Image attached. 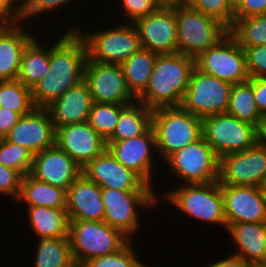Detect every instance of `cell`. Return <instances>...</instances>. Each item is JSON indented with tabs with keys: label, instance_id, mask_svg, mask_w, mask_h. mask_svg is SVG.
<instances>
[{
	"label": "cell",
	"instance_id": "3957f363",
	"mask_svg": "<svg viewBox=\"0 0 266 267\" xmlns=\"http://www.w3.org/2000/svg\"><path fill=\"white\" fill-rule=\"evenodd\" d=\"M151 127L155 134L158 161L161 159V162L203 136L202 118L181 106L154 109Z\"/></svg>",
	"mask_w": 266,
	"mask_h": 267
},
{
	"label": "cell",
	"instance_id": "bcb514c9",
	"mask_svg": "<svg viewBox=\"0 0 266 267\" xmlns=\"http://www.w3.org/2000/svg\"><path fill=\"white\" fill-rule=\"evenodd\" d=\"M21 114L0 107V139H3L11 131V129L19 122Z\"/></svg>",
	"mask_w": 266,
	"mask_h": 267
},
{
	"label": "cell",
	"instance_id": "d6986e66",
	"mask_svg": "<svg viewBox=\"0 0 266 267\" xmlns=\"http://www.w3.org/2000/svg\"><path fill=\"white\" fill-rule=\"evenodd\" d=\"M82 174L90 181L97 183L101 188L154 190L136 173L119 163L108 149L82 168Z\"/></svg>",
	"mask_w": 266,
	"mask_h": 267
},
{
	"label": "cell",
	"instance_id": "8fae6325",
	"mask_svg": "<svg viewBox=\"0 0 266 267\" xmlns=\"http://www.w3.org/2000/svg\"><path fill=\"white\" fill-rule=\"evenodd\" d=\"M195 67L231 84L249 80L244 50L230 33L195 58Z\"/></svg>",
	"mask_w": 266,
	"mask_h": 267
},
{
	"label": "cell",
	"instance_id": "4dcf8cb0",
	"mask_svg": "<svg viewBox=\"0 0 266 267\" xmlns=\"http://www.w3.org/2000/svg\"><path fill=\"white\" fill-rule=\"evenodd\" d=\"M34 267H77L69 236L37 239Z\"/></svg>",
	"mask_w": 266,
	"mask_h": 267
},
{
	"label": "cell",
	"instance_id": "83f0119b",
	"mask_svg": "<svg viewBox=\"0 0 266 267\" xmlns=\"http://www.w3.org/2000/svg\"><path fill=\"white\" fill-rule=\"evenodd\" d=\"M26 207L46 206L55 209H66V190L52 186L30 174L23 176L20 195L17 203Z\"/></svg>",
	"mask_w": 266,
	"mask_h": 267
},
{
	"label": "cell",
	"instance_id": "44dd1931",
	"mask_svg": "<svg viewBox=\"0 0 266 267\" xmlns=\"http://www.w3.org/2000/svg\"><path fill=\"white\" fill-rule=\"evenodd\" d=\"M29 174L67 191L82 174V168L64 150L54 145L34 155Z\"/></svg>",
	"mask_w": 266,
	"mask_h": 267
},
{
	"label": "cell",
	"instance_id": "ee69618b",
	"mask_svg": "<svg viewBox=\"0 0 266 267\" xmlns=\"http://www.w3.org/2000/svg\"><path fill=\"white\" fill-rule=\"evenodd\" d=\"M22 22V8L15 0H0V24Z\"/></svg>",
	"mask_w": 266,
	"mask_h": 267
},
{
	"label": "cell",
	"instance_id": "ffe728a7",
	"mask_svg": "<svg viewBox=\"0 0 266 267\" xmlns=\"http://www.w3.org/2000/svg\"><path fill=\"white\" fill-rule=\"evenodd\" d=\"M56 145L81 168L107 149L106 141L88 122L68 124L57 128Z\"/></svg>",
	"mask_w": 266,
	"mask_h": 267
},
{
	"label": "cell",
	"instance_id": "d4e9b609",
	"mask_svg": "<svg viewBox=\"0 0 266 267\" xmlns=\"http://www.w3.org/2000/svg\"><path fill=\"white\" fill-rule=\"evenodd\" d=\"M227 231L237 251L231 253L248 263L266 261V222L230 224Z\"/></svg>",
	"mask_w": 266,
	"mask_h": 267
},
{
	"label": "cell",
	"instance_id": "484cf974",
	"mask_svg": "<svg viewBox=\"0 0 266 267\" xmlns=\"http://www.w3.org/2000/svg\"><path fill=\"white\" fill-rule=\"evenodd\" d=\"M38 38L34 37L25 47L16 78L30 89L49 73L50 68V46L42 45Z\"/></svg>",
	"mask_w": 266,
	"mask_h": 267
},
{
	"label": "cell",
	"instance_id": "ba28073f",
	"mask_svg": "<svg viewBox=\"0 0 266 267\" xmlns=\"http://www.w3.org/2000/svg\"><path fill=\"white\" fill-rule=\"evenodd\" d=\"M102 199L105 207L103 221L121 231L130 240H134V236L137 233L139 235L138 231L141 230V215L138 209L150 210L159 203L155 190L102 188Z\"/></svg>",
	"mask_w": 266,
	"mask_h": 267
},
{
	"label": "cell",
	"instance_id": "681fc988",
	"mask_svg": "<svg viewBox=\"0 0 266 267\" xmlns=\"http://www.w3.org/2000/svg\"><path fill=\"white\" fill-rule=\"evenodd\" d=\"M163 5H171L176 3H183L184 0H160Z\"/></svg>",
	"mask_w": 266,
	"mask_h": 267
},
{
	"label": "cell",
	"instance_id": "e0dca14e",
	"mask_svg": "<svg viewBox=\"0 0 266 267\" xmlns=\"http://www.w3.org/2000/svg\"><path fill=\"white\" fill-rule=\"evenodd\" d=\"M5 139L27 148L34 155L56 145V128L47 108L35 107L22 116Z\"/></svg>",
	"mask_w": 266,
	"mask_h": 267
},
{
	"label": "cell",
	"instance_id": "7402d4cb",
	"mask_svg": "<svg viewBox=\"0 0 266 267\" xmlns=\"http://www.w3.org/2000/svg\"><path fill=\"white\" fill-rule=\"evenodd\" d=\"M66 211L69 220L103 221L102 188L81 174L66 191Z\"/></svg>",
	"mask_w": 266,
	"mask_h": 267
},
{
	"label": "cell",
	"instance_id": "ab89813d",
	"mask_svg": "<svg viewBox=\"0 0 266 267\" xmlns=\"http://www.w3.org/2000/svg\"><path fill=\"white\" fill-rule=\"evenodd\" d=\"M242 48L249 78H266V45Z\"/></svg>",
	"mask_w": 266,
	"mask_h": 267
},
{
	"label": "cell",
	"instance_id": "f546056e",
	"mask_svg": "<svg viewBox=\"0 0 266 267\" xmlns=\"http://www.w3.org/2000/svg\"><path fill=\"white\" fill-rule=\"evenodd\" d=\"M153 110L139 101L127 105L121 112L116 128L107 141H123L142 135L150 126Z\"/></svg>",
	"mask_w": 266,
	"mask_h": 267
},
{
	"label": "cell",
	"instance_id": "7dc6e473",
	"mask_svg": "<svg viewBox=\"0 0 266 267\" xmlns=\"http://www.w3.org/2000/svg\"><path fill=\"white\" fill-rule=\"evenodd\" d=\"M206 267H250V263L243 260L240 257L230 255L227 258L219 259L218 261H213L212 264L207 265Z\"/></svg>",
	"mask_w": 266,
	"mask_h": 267
},
{
	"label": "cell",
	"instance_id": "52a82bcc",
	"mask_svg": "<svg viewBox=\"0 0 266 267\" xmlns=\"http://www.w3.org/2000/svg\"><path fill=\"white\" fill-rule=\"evenodd\" d=\"M68 236L77 267L90 259L119 251L130 241L104 221L69 220Z\"/></svg>",
	"mask_w": 266,
	"mask_h": 267
},
{
	"label": "cell",
	"instance_id": "2e32d148",
	"mask_svg": "<svg viewBox=\"0 0 266 267\" xmlns=\"http://www.w3.org/2000/svg\"><path fill=\"white\" fill-rule=\"evenodd\" d=\"M133 24L143 48L158 55L177 52L175 4L162 5L150 15L137 19Z\"/></svg>",
	"mask_w": 266,
	"mask_h": 267
},
{
	"label": "cell",
	"instance_id": "e575fe53",
	"mask_svg": "<svg viewBox=\"0 0 266 267\" xmlns=\"http://www.w3.org/2000/svg\"><path fill=\"white\" fill-rule=\"evenodd\" d=\"M127 105L93 103L88 124L107 141L113 134L122 110Z\"/></svg>",
	"mask_w": 266,
	"mask_h": 267
},
{
	"label": "cell",
	"instance_id": "4316f807",
	"mask_svg": "<svg viewBox=\"0 0 266 267\" xmlns=\"http://www.w3.org/2000/svg\"><path fill=\"white\" fill-rule=\"evenodd\" d=\"M32 232L38 239L68 236L69 219L66 209L46 206L26 207Z\"/></svg>",
	"mask_w": 266,
	"mask_h": 267
},
{
	"label": "cell",
	"instance_id": "d590c367",
	"mask_svg": "<svg viewBox=\"0 0 266 267\" xmlns=\"http://www.w3.org/2000/svg\"><path fill=\"white\" fill-rule=\"evenodd\" d=\"M34 154L25 147L0 139V164L20 172L23 176L30 173Z\"/></svg>",
	"mask_w": 266,
	"mask_h": 267
},
{
	"label": "cell",
	"instance_id": "f35d334b",
	"mask_svg": "<svg viewBox=\"0 0 266 267\" xmlns=\"http://www.w3.org/2000/svg\"><path fill=\"white\" fill-rule=\"evenodd\" d=\"M121 14L126 17L128 23H134L137 19L150 15L163 4L160 0H120ZM124 12V13H123Z\"/></svg>",
	"mask_w": 266,
	"mask_h": 267
},
{
	"label": "cell",
	"instance_id": "5b68a950",
	"mask_svg": "<svg viewBox=\"0 0 266 267\" xmlns=\"http://www.w3.org/2000/svg\"><path fill=\"white\" fill-rule=\"evenodd\" d=\"M76 24L66 32H76L83 38L87 48V57L99 63L119 64L141 49L138 31L133 23L118 22L104 31L85 32ZM110 27V28H109Z\"/></svg>",
	"mask_w": 266,
	"mask_h": 267
},
{
	"label": "cell",
	"instance_id": "277c9868",
	"mask_svg": "<svg viewBox=\"0 0 266 267\" xmlns=\"http://www.w3.org/2000/svg\"><path fill=\"white\" fill-rule=\"evenodd\" d=\"M178 186L165 193H157L158 201L166 198L167 200L162 202L168 201L174 208L183 211V215L186 213L190 218L197 219L196 221L209 222L215 226L220 224L227 230L222 187L218 181L207 184H178ZM161 194L164 197H161Z\"/></svg>",
	"mask_w": 266,
	"mask_h": 267
},
{
	"label": "cell",
	"instance_id": "7c38bea8",
	"mask_svg": "<svg viewBox=\"0 0 266 267\" xmlns=\"http://www.w3.org/2000/svg\"><path fill=\"white\" fill-rule=\"evenodd\" d=\"M233 84L193 69L181 107L204 118L226 113Z\"/></svg>",
	"mask_w": 266,
	"mask_h": 267
},
{
	"label": "cell",
	"instance_id": "c3c4849f",
	"mask_svg": "<svg viewBox=\"0 0 266 267\" xmlns=\"http://www.w3.org/2000/svg\"><path fill=\"white\" fill-rule=\"evenodd\" d=\"M257 144L266 146V113L262 114L259 124L256 127Z\"/></svg>",
	"mask_w": 266,
	"mask_h": 267
},
{
	"label": "cell",
	"instance_id": "603a6c76",
	"mask_svg": "<svg viewBox=\"0 0 266 267\" xmlns=\"http://www.w3.org/2000/svg\"><path fill=\"white\" fill-rule=\"evenodd\" d=\"M93 103L87 83L82 80L46 108L57 129L68 124L87 122Z\"/></svg>",
	"mask_w": 266,
	"mask_h": 267
},
{
	"label": "cell",
	"instance_id": "7a4b0ae2",
	"mask_svg": "<svg viewBox=\"0 0 266 267\" xmlns=\"http://www.w3.org/2000/svg\"><path fill=\"white\" fill-rule=\"evenodd\" d=\"M194 68L195 59L184 54L157 55L148 86L137 101L151 110L181 106Z\"/></svg>",
	"mask_w": 266,
	"mask_h": 267
},
{
	"label": "cell",
	"instance_id": "cb8c5ba5",
	"mask_svg": "<svg viewBox=\"0 0 266 267\" xmlns=\"http://www.w3.org/2000/svg\"><path fill=\"white\" fill-rule=\"evenodd\" d=\"M22 24H0V80L17 78L22 53L36 35H32L29 27L26 31Z\"/></svg>",
	"mask_w": 266,
	"mask_h": 267
},
{
	"label": "cell",
	"instance_id": "7bdbcfd3",
	"mask_svg": "<svg viewBox=\"0 0 266 267\" xmlns=\"http://www.w3.org/2000/svg\"><path fill=\"white\" fill-rule=\"evenodd\" d=\"M264 14H266V0H237L235 2V18H246Z\"/></svg>",
	"mask_w": 266,
	"mask_h": 267
},
{
	"label": "cell",
	"instance_id": "ac0fdd59",
	"mask_svg": "<svg viewBox=\"0 0 266 267\" xmlns=\"http://www.w3.org/2000/svg\"><path fill=\"white\" fill-rule=\"evenodd\" d=\"M227 227L239 222H266L262 187L221 185Z\"/></svg>",
	"mask_w": 266,
	"mask_h": 267
},
{
	"label": "cell",
	"instance_id": "f6af8a7d",
	"mask_svg": "<svg viewBox=\"0 0 266 267\" xmlns=\"http://www.w3.org/2000/svg\"><path fill=\"white\" fill-rule=\"evenodd\" d=\"M252 85L254 99L260 114L266 113V78H249Z\"/></svg>",
	"mask_w": 266,
	"mask_h": 267
},
{
	"label": "cell",
	"instance_id": "816d5d0a",
	"mask_svg": "<svg viewBox=\"0 0 266 267\" xmlns=\"http://www.w3.org/2000/svg\"><path fill=\"white\" fill-rule=\"evenodd\" d=\"M15 1L23 9L30 0H15Z\"/></svg>",
	"mask_w": 266,
	"mask_h": 267
},
{
	"label": "cell",
	"instance_id": "f907efd6",
	"mask_svg": "<svg viewBox=\"0 0 266 267\" xmlns=\"http://www.w3.org/2000/svg\"><path fill=\"white\" fill-rule=\"evenodd\" d=\"M250 267H266V261L250 263Z\"/></svg>",
	"mask_w": 266,
	"mask_h": 267
},
{
	"label": "cell",
	"instance_id": "b9f144b4",
	"mask_svg": "<svg viewBox=\"0 0 266 267\" xmlns=\"http://www.w3.org/2000/svg\"><path fill=\"white\" fill-rule=\"evenodd\" d=\"M23 175L0 164V194L15 201L19 198Z\"/></svg>",
	"mask_w": 266,
	"mask_h": 267
},
{
	"label": "cell",
	"instance_id": "74e56055",
	"mask_svg": "<svg viewBox=\"0 0 266 267\" xmlns=\"http://www.w3.org/2000/svg\"><path fill=\"white\" fill-rule=\"evenodd\" d=\"M133 243L134 240H130L119 251L90 259L82 267H151L138 259V253L134 250L135 245Z\"/></svg>",
	"mask_w": 266,
	"mask_h": 267
},
{
	"label": "cell",
	"instance_id": "60d3db41",
	"mask_svg": "<svg viewBox=\"0 0 266 267\" xmlns=\"http://www.w3.org/2000/svg\"><path fill=\"white\" fill-rule=\"evenodd\" d=\"M73 1L76 2V0H30L22 9V22H25V25L29 18L32 21L33 17L39 18L46 12L49 13L55 10L58 11L63 7L66 8L65 6L70 2L72 4Z\"/></svg>",
	"mask_w": 266,
	"mask_h": 267
},
{
	"label": "cell",
	"instance_id": "8992f818",
	"mask_svg": "<svg viewBox=\"0 0 266 267\" xmlns=\"http://www.w3.org/2000/svg\"><path fill=\"white\" fill-rule=\"evenodd\" d=\"M177 24V53L197 58L216 45L229 29L218 20L206 16L184 3L175 4Z\"/></svg>",
	"mask_w": 266,
	"mask_h": 267
},
{
	"label": "cell",
	"instance_id": "8d00e7d4",
	"mask_svg": "<svg viewBox=\"0 0 266 267\" xmlns=\"http://www.w3.org/2000/svg\"><path fill=\"white\" fill-rule=\"evenodd\" d=\"M185 5L212 17L230 29L235 22L233 0H184Z\"/></svg>",
	"mask_w": 266,
	"mask_h": 267
},
{
	"label": "cell",
	"instance_id": "5bb4252c",
	"mask_svg": "<svg viewBox=\"0 0 266 267\" xmlns=\"http://www.w3.org/2000/svg\"><path fill=\"white\" fill-rule=\"evenodd\" d=\"M106 143L107 149L115 159L136 173L157 194L158 191L154 188L157 184L153 182V175L157 171L155 169H158L154 166V162H158V158L154 160L158 154L153 128L150 126L142 135L134 138L123 141H106Z\"/></svg>",
	"mask_w": 266,
	"mask_h": 267
},
{
	"label": "cell",
	"instance_id": "4fadbf2b",
	"mask_svg": "<svg viewBox=\"0 0 266 267\" xmlns=\"http://www.w3.org/2000/svg\"><path fill=\"white\" fill-rule=\"evenodd\" d=\"M266 178V146L255 144L219 158L221 185L262 187Z\"/></svg>",
	"mask_w": 266,
	"mask_h": 267
},
{
	"label": "cell",
	"instance_id": "836d02e7",
	"mask_svg": "<svg viewBox=\"0 0 266 267\" xmlns=\"http://www.w3.org/2000/svg\"><path fill=\"white\" fill-rule=\"evenodd\" d=\"M0 107L13 110L22 116L30 113L36 107L32 89L17 79L0 80Z\"/></svg>",
	"mask_w": 266,
	"mask_h": 267
},
{
	"label": "cell",
	"instance_id": "1f68e13d",
	"mask_svg": "<svg viewBox=\"0 0 266 267\" xmlns=\"http://www.w3.org/2000/svg\"><path fill=\"white\" fill-rule=\"evenodd\" d=\"M226 113L257 127L262 115L258 111L252 85L248 81L233 84Z\"/></svg>",
	"mask_w": 266,
	"mask_h": 267
},
{
	"label": "cell",
	"instance_id": "6da1fadb",
	"mask_svg": "<svg viewBox=\"0 0 266 267\" xmlns=\"http://www.w3.org/2000/svg\"><path fill=\"white\" fill-rule=\"evenodd\" d=\"M60 34L58 39H53L52 45L50 44L49 73L32 89L36 107L46 108L84 79L88 58L85 41L77 31Z\"/></svg>",
	"mask_w": 266,
	"mask_h": 267
},
{
	"label": "cell",
	"instance_id": "f1b7e54d",
	"mask_svg": "<svg viewBox=\"0 0 266 267\" xmlns=\"http://www.w3.org/2000/svg\"><path fill=\"white\" fill-rule=\"evenodd\" d=\"M157 55L141 47L121 64L127 88L136 99L148 86Z\"/></svg>",
	"mask_w": 266,
	"mask_h": 267
},
{
	"label": "cell",
	"instance_id": "9c48e42d",
	"mask_svg": "<svg viewBox=\"0 0 266 267\" xmlns=\"http://www.w3.org/2000/svg\"><path fill=\"white\" fill-rule=\"evenodd\" d=\"M163 163L181 184H207L219 179V158L203 136L174 152Z\"/></svg>",
	"mask_w": 266,
	"mask_h": 267
},
{
	"label": "cell",
	"instance_id": "d6a6232c",
	"mask_svg": "<svg viewBox=\"0 0 266 267\" xmlns=\"http://www.w3.org/2000/svg\"><path fill=\"white\" fill-rule=\"evenodd\" d=\"M229 33L241 47L266 45V14L235 18Z\"/></svg>",
	"mask_w": 266,
	"mask_h": 267
},
{
	"label": "cell",
	"instance_id": "9a60e30c",
	"mask_svg": "<svg viewBox=\"0 0 266 267\" xmlns=\"http://www.w3.org/2000/svg\"><path fill=\"white\" fill-rule=\"evenodd\" d=\"M83 80L94 103L129 105L137 100L128 90L119 64L99 63L87 58Z\"/></svg>",
	"mask_w": 266,
	"mask_h": 267
},
{
	"label": "cell",
	"instance_id": "30bf717a",
	"mask_svg": "<svg viewBox=\"0 0 266 267\" xmlns=\"http://www.w3.org/2000/svg\"><path fill=\"white\" fill-rule=\"evenodd\" d=\"M202 134L218 158L242 152L257 143L256 126L228 113L202 118Z\"/></svg>",
	"mask_w": 266,
	"mask_h": 267
},
{
	"label": "cell",
	"instance_id": "f5cc1de1",
	"mask_svg": "<svg viewBox=\"0 0 266 267\" xmlns=\"http://www.w3.org/2000/svg\"><path fill=\"white\" fill-rule=\"evenodd\" d=\"M262 190H263V194H264V196L266 198V178H265V181H264V183L262 185Z\"/></svg>",
	"mask_w": 266,
	"mask_h": 267
}]
</instances>
